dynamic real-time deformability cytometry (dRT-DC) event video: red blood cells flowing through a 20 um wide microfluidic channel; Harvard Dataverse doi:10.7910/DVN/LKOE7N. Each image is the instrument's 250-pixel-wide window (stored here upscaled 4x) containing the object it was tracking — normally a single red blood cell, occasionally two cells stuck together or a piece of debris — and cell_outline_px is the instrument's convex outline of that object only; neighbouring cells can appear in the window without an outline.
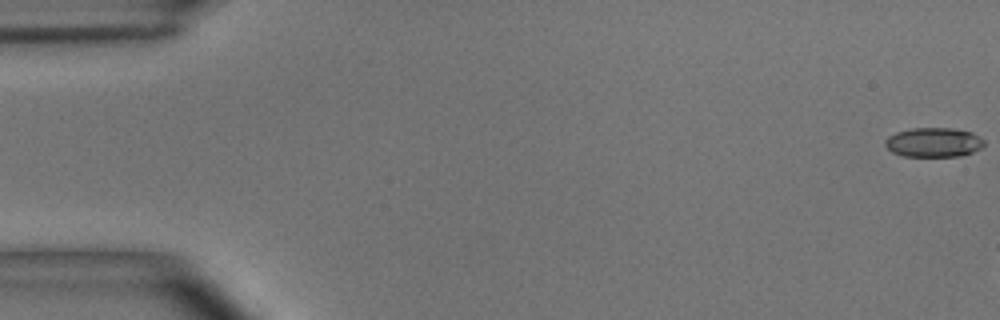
{"species": "common noctule bat (a hibernating species)", "species_latin": "Nyctalus noctula", "temperature_condition": "room temperature", "stored_images_in_passage": 14, "camera_frame_rate_fps": 3000, "um_per_image_px": 0.085, "animal": {"sex": "male", "body_mass_g": 15.6}, "frame": {"image": 1, "passage_image": 1, "time_ms": 0.0, "image_size_px": [1000, 320], "cell_outline_px": [[984, 144], [980, 148], [972, 152], [960, 156], [904, 156], [892, 152], [884, 144], [884, 140], [888, 136], [896, 132], [912, 128], [952, 128], [972, 132], [984, 140]], "centroid_in_image_um": [79.34, 12.09], "position_along_channel_um": 5.7, "area_um2": 16.94}}